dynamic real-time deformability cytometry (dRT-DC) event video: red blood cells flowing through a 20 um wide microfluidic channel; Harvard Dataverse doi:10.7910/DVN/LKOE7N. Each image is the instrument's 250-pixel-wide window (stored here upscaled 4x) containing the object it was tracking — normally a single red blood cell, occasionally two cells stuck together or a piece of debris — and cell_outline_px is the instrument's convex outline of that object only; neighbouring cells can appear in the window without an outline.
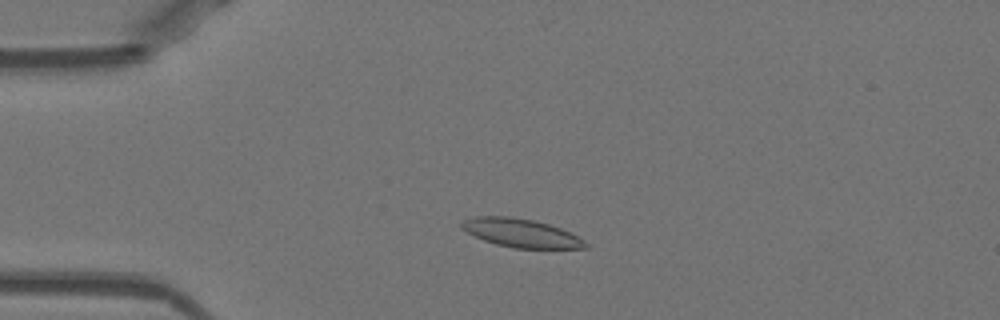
{"species": "Egyptian fruit bat (a non-hibernating species)", "species_latin": "Rousettus aegyptiacus", "temperature_condition": "warm", "stored_images_in_passage": 48, "camera_frame_rate_fps": 3000, "um_per_image_px": 0.085, "animal": {"sex": "female"}, "frame": {"image": 1, "passage_image": 9, "time_ms": 2.667, "image_size_px": [1000, 320], "cell_outline_px": [[588, 248], [512, 248], [496, 244], [484, 240], [460, 228], [460, 224], [464, 220], [476, 216], [508, 216], [532, 220], [548, 224], [560, 228], [584, 240], [588, 244]], "centroid_in_image_um": [44.27, 19.81], "position_along_channel_um": 40.7, "area_um2": 20.29}}
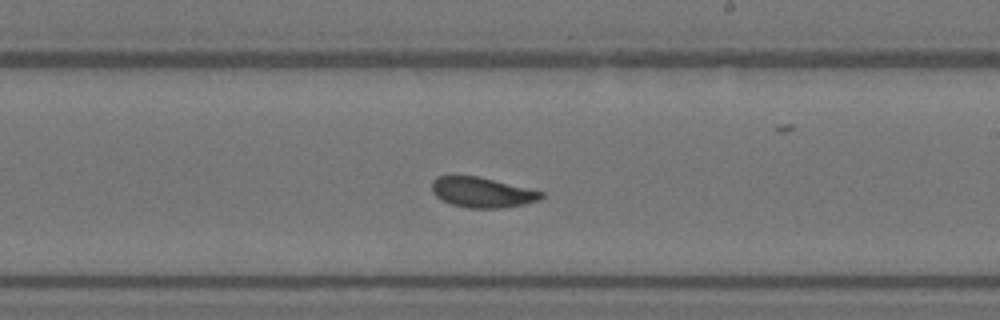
{"frame": {"image": 2, "passage_image": 27, "time_ms": 8.667, "image_size_px": [1000, 320], "cell_outline_px": [[544, 196], [540, 200], [524, 204], [504, 208], [468, 208], [452, 204], [436, 196], [432, 192], [432, 180], [436, 176], [476, 176], [544, 192]], "centroid_in_image_um": [40.98, 16.36], "position_along_channel_um": 248.0, "area_um2": 19.07}}
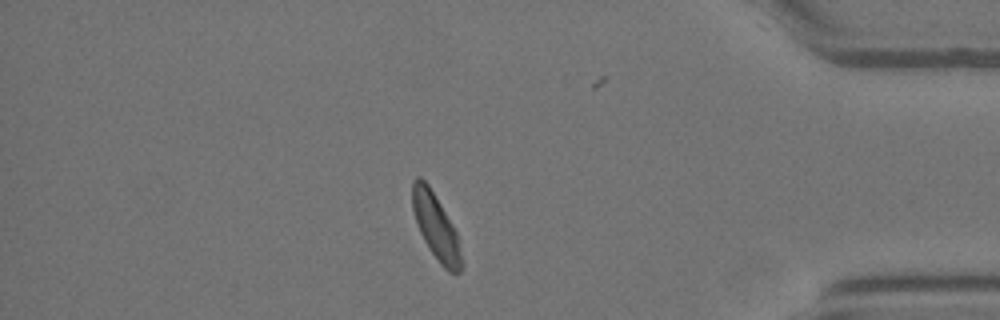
{"frame": {"image": 3, "passage_image": 41, "time_ms": 13.333, "image_size_px": [1000, 320], "cell_outline_px": [[464, 264], [460, 272], [448, 272], [440, 264], [424, 240], [420, 232], [412, 208], [412, 180], [416, 176], [420, 176], [428, 184], [452, 224], [456, 232]], "centroid_in_image_um": [37.05, 19.27], "position_along_channel_um": 398.1, "area_um2": 18.55}, "authors_computed_cell_mechanics": {"area_um2": 19.8543, "velocity_mm_per_s": 3.9365, "shape_relaxation_time_tau1_ms": 3.4477, "shape_relaxation_time_tau2_ms": 1.5948, "deformation_change_tau1": 0.148, "deformation_change_tau2": 0.0763}}